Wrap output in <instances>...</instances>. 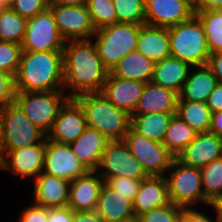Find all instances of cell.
<instances>
[{
    "label": "cell",
    "instance_id": "6da1fadb",
    "mask_svg": "<svg viewBox=\"0 0 222 222\" xmlns=\"http://www.w3.org/2000/svg\"><path fill=\"white\" fill-rule=\"evenodd\" d=\"M109 71L103 66L92 40L66 41L63 50V91L69 98L101 93Z\"/></svg>",
    "mask_w": 222,
    "mask_h": 222
},
{
    "label": "cell",
    "instance_id": "7a4b0ae2",
    "mask_svg": "<svg viewBox=\"0 0 222 222\" xmlns=\"http://www.w3.org/2000/svg\"><path fill=\"white\" fill-rule=\"evenodd\" d=\"M14 79L16 91H63V51H23Z\"/></svg>",
    "mask_w": 222,
    "mask_h": 222
},
{
    "label": "cell",
    "instance_id": "3957f363",
    "mask_svg": "<svg viewBox=\"0 0 222 222\" xmlns=\"http://www.w3.org/2000/svg\"><path fill=\"white\" fill-rule=\"evenodd\" d=\"M82 107L87 126L97 129L109 141H122L130 128L131 116L116 108L102 93L74 98Z\"/></svg>",
    "mask_w": 222,
    "mask_h": 222
},
{
    "label": "cell",
    "instance_id": "277c9868",
    "mask_svg": "<svg viewBox=\"0 0 222 222\" xmlns=\"http://www.w3.org/2000/svg\"><path fill=\"white\" fill-rule=\"evenodd\" d=\"M171 56L192 67L207 65L209 48L204 27L194 14L189 20L168 27Z\"/></svg>",
    "mask_w": 222,
    "mask_h": 222
},
{
    "label": "cell",
    "instance_id": "5b68a950",
    "mask_svg": "<svg viewBox=\"0 0 222 222\" xmlns=\"http://www.w3.org/2000/svg\"><path fill=\"white\" fill-rule=\"evenodd\" d=\"M140 26L135 23L118 22L96 29L91 40L103 66L109 72L122 57L136 51Z\"/></svg>",
    "mask_w": 222,
    "mask_h": 222
},
{
    "label": "cell",
    "instance_id": "8992f818",
    "mask_svg": "<svg viewBox=\"0 0 222 222\" xmlns=\"http://www.w3.org/2000/svg\"><path fill=\"white\" fill-rule=\"evenodd\" d=\"M168 190L176 206L196 207V204H209L204 197L200 168L191 167L173 159L165 175Z\"/></svg>",
    "mask_w": 222,
    "mask_h": 222
},
{
    "label": "cell",
    "instance_id": "52a82bcc",
    "mask_svg": "<svg viewBox=\"0 0 222 222\" xmlns=\"http://www.w3.org/2000/svg\"><path fill=\"white\" fill-rule=\"evenodd\" d=\"M0 119L4 135V155L10 150L46 143L47 135L15 102L0 107Z\"/></svg>",
    "mask_w": 222,
    "mask_h": 222
},
{
    "label": "cell",
    "instance_id": "ba28073f",
    "mask_svg": "<svg viewBox=\"0 0 222 222\" xmlns=\"http://www.w3.org/2000/svg\"><path fill=\"white\" fill-rule=\"evenodd\" d=\"M68 99L64 91H16L14 102L47 135L61 107Z\"/></svg>",
    "mask_w": 222,
    "mask_h": 222
},
{
    "label": "cell",
    "instance_id": "9c48e42d",
    "mask_svg": "<svg viewBox=\"0 0 222 222\" xmlns=\"http://www.w3.org/2000/svg\"><path fill=\"white\" fill-rule=\"evenodd\" d=\"M122 141L148 176H165L175 158L162 142L149 140L131 127Z\"/></svg>",
    "mask_w": 222,
    "mask_h": 222
},
{
    "label": "cell",
    "instance_id": "30bf717a",
    "mask_svg": "<svg viewBox=\"0 0 222 222\" xmlns=\"http://www.w3.org/2000/svg\"><path fill=\"white\" fill-rule=\"evenodd\" d=\"M65 42L49 8L27 19L23 51H63Z\"/></svg>",
    "mask_w": 222,
    "mask_h": 222
},
{
    "label": "cell",
    "instance_id": "8fae6325",
    "mask_svg": "<svg viewBox=\"0 0 222 222\" xmlns=\"http://www.w3.org/2000/svg\"><path fill=\"white\" fill-rule=\"evenodd\" d=\"M103 178L128 177L142 180L148 175L123 141H109L96 170Z\"/></svg>",
    "mask_w": 222,
    "mask_h": 222
},
{
    "label": "cell",
    "instance_id": "7c38bea8",
    "mask_svg": "<svg viewBox=\"0 0 222 222\" xmlns=\"http://www.w3.org/2000/svg\"><path fill=\"white\" fill-rule=\"evenodd\" d=\"M57 28L65 41L91 40L95 34L86 6L49 4Z\"/></svg>",
    "mask_w": 222,
    "mask_h": 222
},
{
    "label": "cell",
    "instance_id": "4fadbf2b",
    "mask_svg": "<svg viewBox=\"0 0 222 222\" xmlns=\"http://www.w3.org/2000/svg\"><path fill=\"white\" fill-rule=\"evenodd\" d=\"M87 172L69 144L46 138L43 173L71 182Z\"/></svg>",
    "mask_w": 222,
    "mask_h": 222
},
{
    "label": "cell",
    "instance_id": "5bb4252c",
    "mask_svg": "<svg viewBox=\"0 0 222 222\" xmlns=\"http://www.w3.org/2000/svg\"><path fill=\"white\" fill-rule=\"evenodd\" d=\"M45 143L8 151L0 161V170L20 176L21 179L39 176L44 168Z\"/></svg>",
    "mask_w": 222,
    "mask_h": 222
},
{
    "label": "cell",
    "instance_id": "9a60e30c",
    "mask_svg": "<svg viewBox=\"0 0 222 222\" xmlns=\"http://www.w3.org/2000/svg\"><path fill=\"white\" fill-rule=\"evenodd\" d=\"M84 111L80 104L69 98L61 107L47 139L55 142L70 144L74 142L87 128Z\"/></svg>",
    "mask_w": 222,
    "mask_h": 222
},
{
    "label": "cell",
    "instance_id": "2e32d148",
    "mask_svg": "<svg viewBox=\"0 0 222 222\" xmlns=\"http://www.w3.org/2000/svg\"><path fill=\"white\" fill-rule=\"evenodd\" d=\"M194 7L186 0H145V24L171 27L189 20Z\"/></svg>",
    "mask_w": 222,
    "mask_h": 222
},
{
    "label": "cell",
    "instance_id": "e0dca14e",
    "mask_svg": "<svg viewBox=\"0 0 222 222\" xmlns=\"http://www.w3.org/2000/svg\"><path fill=\"white\" fill-rule=\"evenodd\" d=\"M173 205L165 176H147L141 180L133 201L135 218L152 209Z\"/></svg>",
    "mask_w": 222,
    "mask_h": 222
},
{
    "label": "cell",
    "instance_id": "ac0fdd59",
    "mask_svg": "<svg viewBox=\"0 0 222 222\" xmlns=\"http://www.w3.org/2000/svg\"><path fill=\"white\" fill-rule=\"evenodd\" d=\"M219 157H222V138L209 131L198 133L176 159L185 165L202 168Z\"/></svg>",
    "mask_w": 222,
    "mask_h": 222
},
{
    "label": "cell",
    "instance_id": "d6986e66",
    "mask_svg": "<svg viewBox=\"0 0 222 222\" xmlns=\"http://www.w3.org/2000/svg\"><path fill=\"white\" fill-rule=\"evenodd\" d=\"M104 179L97 171L86 174L70 182L68 207L73 211H95Z\"/></svg>",
    "mask_w": 222,
    "mask_h": 222
},
{
    "label": "cell",
    "instance_id": "ffe728a7",
    "mask_svg": "<svg viewBox=\"0 0 222 222\" xmlns=\"http://www.w3.org/2000/svg\"><path fill=\"white\" fill-rule=\"evenodd\" d=\"M145 83L113 76L110 72L101 93L116 108L126 111L130 116L135 112Z\"/></svg>",
    "mask_w": 222,
    "mask_h": 222
},
{
    "label": "cell",
    "instance_id": "44dd1931",
    "mask_svg": "<svg viewBox=\"0 0 222 222\" xmlns=\"http://www.w3.org/2000/svg\"><path fill=\"white\" fill-rule=\"evenodd\" d=\"M70 181L40 173L33 186L34 203L47 208L67 207Z\"/></svg>",
    "mask_w": 222,
    "mask_h": 222
},
{
    "label": "cell",
    "instance_id": "7402d4cb",
    "mask_svg": "<svg viewBox=\"0 0 222 222\" xmlns=\"http://www.w3.org/2000/svg\"><path fill=\"white\" fill-rule=\"evenodd\" d=\"M104 222H133L136 220L133 202L127 195L117 193L105 183L102 185L96 210Z\"/></svg>",
    "mask_w": 222,
    "mask_h": 222
},
{
    "label": "cell",
    "instance_id": "603a6c76",
    "mask_svg": "<svg viewBox=\"0 0 222 222\" xmlns=\"http://www.w3.org/2000/svg\"><path fill=\"white\" fill-rule=\"evenodd\" d=\"M178 97V93L169 88L147 82L133 114L176 113Z\"/></svg>",
    "mask_w": 222,
    "mask_h": 222
},
{
    "label": "cell",
    "instance_id": "cb8c5ba5",
    "mask_svg": "<svg viewBox=\"0 0 222 222\" xmlns=\"http://www.w3.org/2000/svg\"><path fill=\"white\" fill-rule=\"evenodd\" d=\"M109 140L97 129L87 127L70 147L88 171H96Z\"/></svg>",
    "mask_w": 222,
    "mask_h": 222
},
{
    "label": "cell",
    "instance_id": "d4e9b609",
    "mask_svg": "<svg viewBox=\"0 0 222 222\" xmlns=\"http://www.w3.org/2000/svg\"><path fill=\"white\" fill-rule=\"evenodd\" d=\"M136 51L154 63L171 56L168 28L142 24L139 27Z\"/></svg>",
    "mask_w": 222,
    "mask_h": 222
},
{
    "label": "cell",
    "instance_id": "484cf974",
    "mask_svg": "<svg viewBox=\"0 0 222 222\" xmlns=\"http://www.w3.org/2000/svg\"><path fill=\"white\" fill-rule=\"evenodd\" d=\"M191 68V65L176 57H166L162 61L155 62L151 82L179 94Z\"/></svg>",
    "mask_w": 222,
    "mask_h": 222
},
{
    "label": "cell",
    "instance_id": "4316f807",
    "mask_svg": "<svg viewBox=\"0 0 222 222\" xmlns=\"http://www.w3.org/2000/svg\"><path fill=\"white\" fill-rule=\"evenodd\" d=\"M217 84V78L207 65L194 66L178 94V100L207 102L210 93Z\"/></svg>",
    "mask_w": 222,
    "mask_h": 222
},
{
    "label": "cell",
    "instance_id": "83f0119b",
    "mask_svg": "<svg viewBox=\"0 0 222 222\" xmlns=\"http://www.w3.org/2000/svg\"><path fill=\"white\" fill-rule=\"evenodd\" d=\"M154 62L138 51L122 57L110 72L113 76L142 83L151 81Z\"/></svg>",
    "mask_w": 222,
    "mask_h": 222
},
{
    "label": "cell",
    "instance_id": "f1b7e54d",
    "mask_svg": "<svg viewBox=\"0 0 222 222\" xmlns=\"http://www.w3.org/2000/svg\"><path fill=\"white\" fill-rule=\"evenodd\" d=\"M176 113L132 114L130 127L149 140L162 142L165 132Z\"/></svg>",
    "mask_w": 222,
    "mask_h": 222
},
{
    "label": "cell",
    "instance_id": "f546056e",
    "mask_svg": "<svg viewBox=\"0 0 222 222\" xmlns=\"http://www.w3.org/2000/svg\"><path fill=\"white\" fill-rule=\"evenodd\" d=\"M176 115L196 132H209L212 113L206 102L178 100Z\"/></svg>",
    "mask_w": 222,
    "mask_h": 222
},
{
    "label": "cell",
    "instance_id": "4dcf8cb0",
    "mask_svg": "<svg viewBox=\"0 0 222 222\" xmlns=\"http://www.w3.org/2000/svg\"><path fill=\"white\" fill-rule=\"evenodd\" d=\"M197 134L198 132L175 114L165 132L162 143L176 158L194 140Z\"/></svg>",
    "mask_w": 222,
    "mask_h": 222
},
{
    "label": "cell",
    "instance_id": "1f68e13d",
    "mask_svg": "<svg viewBox=\"0 0 222 222\" xmlns=\"http://www.w3.org/2000/svg\"><path fill=\"white\" fill-rule=\"evenodd\" d=\"M201 21L209 48V53H222V10L195 11Z\"/></svg>",
    "mask_w": 222,
    "mask_h": 222
},
{
    "label": "cell",
    "instance_id": "d6a6232c",
    "mask_svg": "<svg viewBox=\"0 0 222 222\" xmlns=\"http://www.w3.org/2000/svg\"><path fill=\"white\" fill-rule=\"evenodd\" d=\"M27 19L10 7L0 9V41L21 44L26 30Z\"/></svg>",
    "mask_w": 222,
    "mask_h": 222
},
{
    "label": "cell",
    "instance_id": "836d02e7",
    "mask_svg": "<svg viewBox=\"0 0 222 222\" xmlns=\"http://www.w3.org/2000/svg\"><path fill=\"white\" fill-rule=\"evenodd\" d=\"M204 197L210 202L222 194V157L200 168Z\"/></svg>",
    "mask_w": 222,
    "mask_h": 222
},
{
    "label": "cell",
    "instance_id": "e575fe53",
    "mask_svg": "<svg viewBox=\"0 0 222 222\" xmlns=\"http://www.w3.org/2000/svg\"><path fill=\"white\" fill-rule=\"evenodd\" d=\"M117 23L145 24V0H112Z\"/></svg>",
    "mask_w": 222,
    "mask_h": 222
},
{
    "label": "cell",
    "instance_id": "d590c367",
    "mask_svg": "<svg viewBox=\"0 0 222 222\" xmlns=\"http://www.w3.org/2000/svg\"><path fill=\"white\" fill-rule=\"evenodd\" d=\"M86 7L95 29L117 23L112 0H88Z\"/></svg>",
    "mask_w": 222,
    "mask_h": 222
},
{
    "label": "cell",
    "instance_id": "8d00e7d4",
    "mask_svg": "<svg viewBox=\"0 0 222 222\" xmlns=\"http://www.w3.org/2000/svg\"><path fill=\"white\" fill-rule=\"evenodd\" d=\"M22 52L21 44L0 41V71L15 77L21 61Z\"/></svg>",
    "mask_w": 222,
    "mask_h": 222
},
{
    "label": "cell",
    "instance_id": "74e56055",
    "mask_svg": "<svg viewBox=\"0 0 222 222\" xmlns=\"http://www.w3.org/2000/svg\"><path fill=\"white\" fill-rule=\"evenodd\" d=\"M183 208L176 206L158 207L139 215L137 222H180Z\"/></svg>",
    "mask_w": 222,
    "mask_h": 222
},
{
    "label": "cell",
    "instance_id": "f35d334b",
    "mask_svg": "<svg viewBox=\"0 0 222 222\" xmlns=\"http://www.w3.org/2000/svg\"><path fill=\"white\" fill-rule=\"evenodd\" d=\"M104 183L111 189L116 190L117 193L127 195V198L133 202L138 192L141 180L118 176L106 178L104 179Z\"/></svg>",
    "mask_w": 222,
    "mask_h": 222
},
{
    "label": "cell",
    "instance_id": "ab89813d",
    "mask_svg": "<svg viewBox=\"0 0 222 222\" xmlns=\"http://www.w3.org/2000/svg\"><path fill=\"white\" fill-rule=\"evenodd\" d=\"M49 7L47 0H14L10 8L25 19L33 18Z\"/></svg>",
    "mask_w": 222,
    "mask_h": 222
},
{
    "label": "cell",
    "instance_id": "60d3db41",
    "mask_svg": "<svg viewBox=\"0 0 222 222\" xmlns=\"http://www.w3.org/2000/svg\"><path fill=\"white\" fill-rule=\"evenodd\" d=\"M15 94L14 77L8 73L0 71V107L14 102Z\"/></svg>",
    "mask_w": 222,
    "mask_h": 222
},
{
    "label": "cell",
    "instance_id": "b9f144b4",
    "mask_svg": "<svg viewBox=\"0 0 222 222\" xmlns=\"http://www.w3.org/2000/svg\"><path fill=\"white\" fill-rule=\"evenodd\" d=\"M18 222H48V208L33 203L22 209Z\"/></svg>",
    "mask_w": 222,
    "mask_h": 222
},
{
    "label": "cell",
    "instance_id": "7bdbcfd3",
    "mask_svg": "<svg viewBox=\"0 0 222 222\" xmlns=\"http://www.w3.org/2000/svg\"><path fill=\"white\" fill-rule=\"evenodd\" d=\"M74 211L70 207L48 208V222H73Z\"/></svg>",
    "mask_w": 222,
    "mask_h": 222
},
{
    "label": "cell",
    "instance_id": "ee69618b",
    "mask_svg": "<svg viewBox=\"0 0 222 222\" xmlns=\"http://www.w3.org/2000/svg\"><path fill=\"white\" fill-rule=\"evenodd\" d=\"M180 222H219L216 218L215 221L209 215L207 216L205 213L192 208H183L181 214V221Z\"/></svg>",
    "mask_w": 222,
    "mask_h": 222
},
{
    "label": "cell",
    "instance_id": "f6af8a7d",
    "mask_svg": "<svg viewBox=\"0 0 222 222\" xmlns=\"http://www.w3.org/2000/svg\"><path fill=\"white\" fill-rule=\"evenodd\" d=\"M211 113L222 111V84L218 83L207 99Z\"/></svg>",
    "mask_w": 222,
    "mask_h": 222
},
{
    "label": "cell",
    "instance_id": "bcb514c9",
    "mask_svg": "<svg viewBox=\"0 0 222 222\" xmlns=\"http://www.w3.org/2000/svg\"><path fill=\"white\" fill-rule=\"evenodd\" d=\"M207 66L212 70L218 83L222 84V53L210 54Z\"/></svg>",
    "mask_w": 222,
    "mask_h": 222
},
{
    "label": "cell",
    "instance_id": "7dc6e473",
    "mask_svg": "<svg viewBox=\"0 0 222 222\" xmlns=\"http://www.w3.org/2000/svg\"><path fill=\"white\" fill-rule=\"evenodd\" d=\"M73 222H104L96 211H74Z\"/></svg>",
    "mask_w": 222,
    "mask_h": 222
},
{
    "label": "cell",
    "instance_id": "c3c4849f",
    "mask_svg": "<svg viewBox=\"0 0 222 222\" xmlns=\"http://www.w3.org/2000/svg\"><path fill=\"white\" fill-rule=\"evenodd\" d=\"M213 10H222V0H201L194 7V11H213Z\"/></svg>",
    "mask_w": 222,
    "mask_h": 222
},
{
    "label": "cell",
    "instance_id": "681fc988",
    "mask_svg": "<svg viewBox=\"0 0 222 222\" xmlns=\"http://www.w3.org/2000/svg\"><path fill=\"white\" fill-rule=\"evenodd\" d=\"M209 131L222 138V111L212 113Z\"/></svg>",
    "mask_w": 222,
    "mask_h": 222
},
{
    "label": "cell",
    "instance_id": "f907efd6",
    "mask_svg": "<svg viewBox=\"0 0 222 222\" xmlns=\"http://www.w3.org/2000/svg\"><path fill=\"white\" fill-rule=\"evenodd\" d=\"M209 207H212L216 212V218L219 222H222V194L215 196L208 204Z\"/></svg>",
    "mask_w": 222,
    "mask_h": 222
},
{
    "label": "cell",
    "instance_id": "816d5d0a",
    "mask_svg": "<svg viewBox=\"0 0 222 222\" xmlns=\"http://www.w3.org/2000/svg\"><path fill=\"white\" fill-rule=\"evenodd\" d=\"M88 0H53L49 4L71 5V6H86Z\"/></svg>",
    "mask_w": 222,
    "mask_h": 222
},
{
    "label": "cell",
    "instance_id": "f5cc1de1",
    "mask_svg": "<svg viewBox=\"0 0 222 222\" xmlns=\"http://www.w3.org/2000/svg\"><path fill=\"white\" fill-rule=\"evenodd\" d=\"M3 156H4V135H3L2 122L0 119V161L2 160Z\"/></svg>",
    "mask_w": 222,
    "mask_h": 222
},
{
    "label": "cell",
    "instance_id": "db71d44e",
    "mask_svg": "<svg viewBox=\"0 0 222 222\" xmlns=\"http://www.w3.org/2000/svg\"><path fill=\"white\" fill-rule=\"evenodd\" d=\"M14 0H0V5L2 7H10Z\"/></svg>",
    "mask_w": 222,
    "mask_h": 222
},
{
    "label": "cell",
    "instance_id": "11a10c76",
    "mask_svg": "<svg viewBox=\"0 0 222 222\" xmlns=\"http://www.w3.org/2000/svg\"><path fill=\"white\" fill-rule=\"evenodd\" d=\"M189 4L195 7L201 0H186Z\"/></svg>",
    "mask_w": 222,
    "mask_h": 222
}]
</instances>
